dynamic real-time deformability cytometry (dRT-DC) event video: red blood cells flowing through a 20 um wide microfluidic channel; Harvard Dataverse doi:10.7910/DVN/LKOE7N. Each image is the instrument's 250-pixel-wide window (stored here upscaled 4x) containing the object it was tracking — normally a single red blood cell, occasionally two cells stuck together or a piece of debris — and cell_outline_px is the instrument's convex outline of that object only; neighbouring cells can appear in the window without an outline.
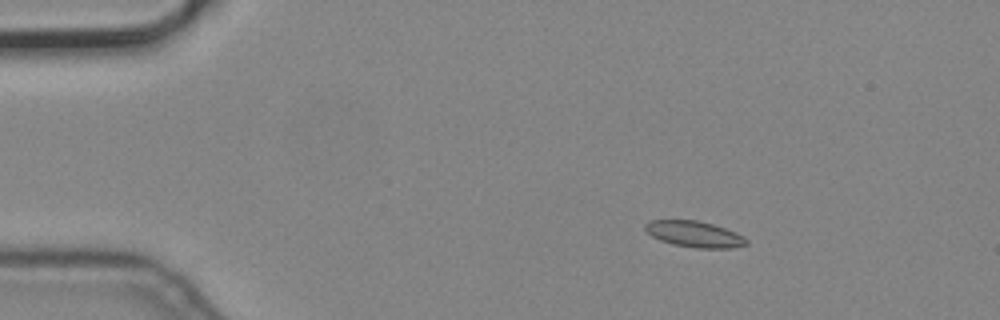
{"species": "common noctule bat (a hibernating species)", "species_latin": "Nyctalus noctula", "temperature_condition": "cold", "stored_images_in_passage": 4, "camera_frame_rate_fps": 3000, "um_per_image_px": 0.085, "animal": {"sex": "male", "body_mass_g": 19.2, "forearm_length_mm": 51.8}, "frame": {"image": 1, "passage_image": 2, "time_ms": 0.333, "image_size_px": [1000, 320], "cell_outline_px": [[748, 244], [732, 248], [696, 248], [672, 244], [660, 240], [652, 236], [644, 228], [644, 224], [652, 220], [696, 220], [712, 224], [736, 232], [744, 236], [748, 240]], "centroid_in_image_um": [59.04, 19.9], "position_along_channel_um": 26.0, "area_um2": 15.37}}
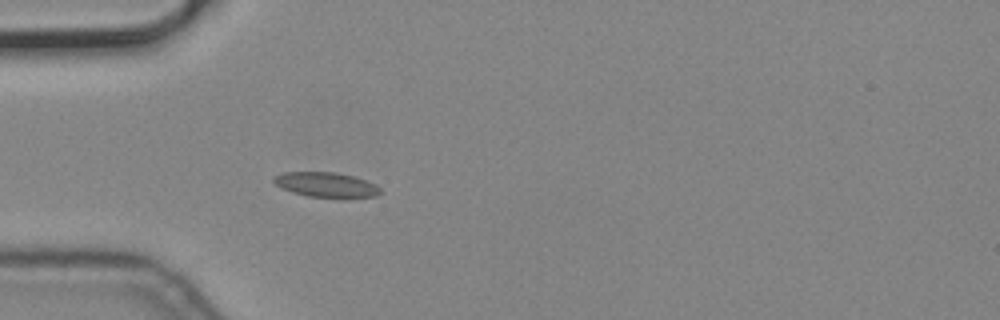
{"frame": {"image": 2, "passage_image": 4, "time_ms": 1.0, "image_size_px": [1000, 320], "cell_outline_px": [[380, 192], [376, 196], [344, 200], [308, 196], [292, 192], [280, 188], [272, 180], [272, 176], [284, 172], [336, 172], [352, 176], [376, 184], [380, 188]], "centroid_in_image_um": [27.73, 15.74], "position_along_channel_um": 57.3, "area_um2": 16.01}}